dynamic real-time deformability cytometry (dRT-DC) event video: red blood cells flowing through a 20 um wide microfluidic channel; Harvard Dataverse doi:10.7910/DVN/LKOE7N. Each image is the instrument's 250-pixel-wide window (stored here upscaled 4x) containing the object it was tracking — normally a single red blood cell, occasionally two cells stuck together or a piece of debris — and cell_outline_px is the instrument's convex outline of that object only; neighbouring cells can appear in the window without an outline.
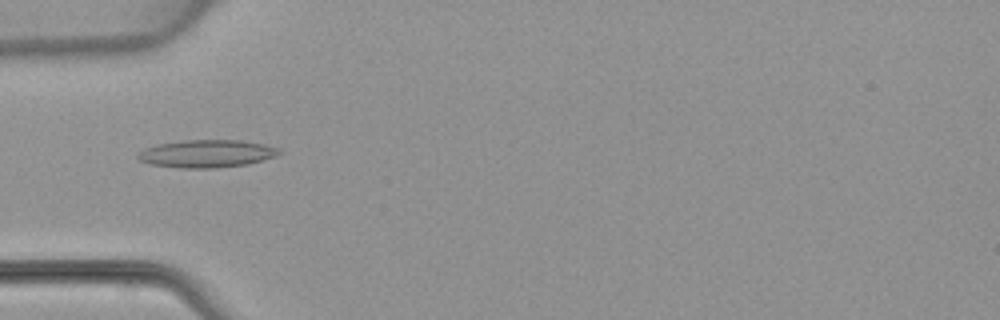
{"species": "common noctule bat (a hibernating species)", "species_latin": "Nyctalus noctula", "temperature_condition": "warm", "stored_images_in_passage": 4, "camera_frame_rate_fps": 3000, "um_per_image_px": 0.085, "animal": {"sex": "female", "body_mass_g": 22.7, "forearm_length_mm": 54.2}, "frame": {"image": 1, "passage_image": 4, "time_ms": 4.333, "image_size_px": [1000, 320], "cell_outline_px": [[280, 152], [276, 156], [248, 164], [216, 168], [180, 168], [148, 164], [140, 160], [136, 156], [136, 152], [144, 148], [156, 144], [184, 140], [240, 140], [264, 144], [280, 148]], "centroid_in_image_um": [17.52, 13.06], "position_along_channel_um": 67.5, "area_um2": 23.0}}